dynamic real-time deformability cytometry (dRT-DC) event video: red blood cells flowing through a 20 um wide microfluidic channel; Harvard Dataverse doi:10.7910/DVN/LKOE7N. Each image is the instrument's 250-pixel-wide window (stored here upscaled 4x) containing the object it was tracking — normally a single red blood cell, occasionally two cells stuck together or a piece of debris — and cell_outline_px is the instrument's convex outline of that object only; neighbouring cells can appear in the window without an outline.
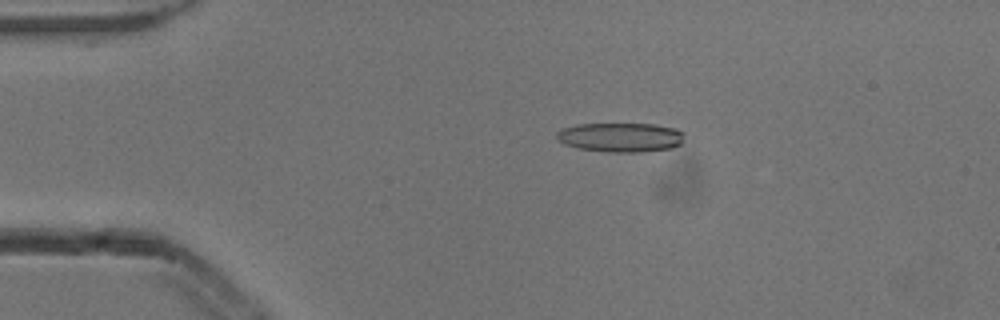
{"species": "common noctule bat (a hibernating species)", "species_latin": "Nyctalus noctula", "temperature_condition": "cold", "stored_images_in_passage": 4, "camera_frame_rate_fps": 3000, "um_per_image_px": 0.085, "animal": {"sex": "male", "body_mass_g": 13.3}, "frame": {"image": 1, "passage_image": 2, "time_ms": 0.333, "image_size_px": [1000, 320], "cell_outline_px": [[684, 136], [680, 144], [672, 148], [644, 152], [604, 152], [576, 148], [564, 144], [556, 140], [556, 132], [564, 128], [576, 124], [656, 124], [676, 128], [684, 132]], "centroid_in_image_um": [52.74, 11.68], "position_along_channel_um": 32.3, "area_um2": 22.14}}